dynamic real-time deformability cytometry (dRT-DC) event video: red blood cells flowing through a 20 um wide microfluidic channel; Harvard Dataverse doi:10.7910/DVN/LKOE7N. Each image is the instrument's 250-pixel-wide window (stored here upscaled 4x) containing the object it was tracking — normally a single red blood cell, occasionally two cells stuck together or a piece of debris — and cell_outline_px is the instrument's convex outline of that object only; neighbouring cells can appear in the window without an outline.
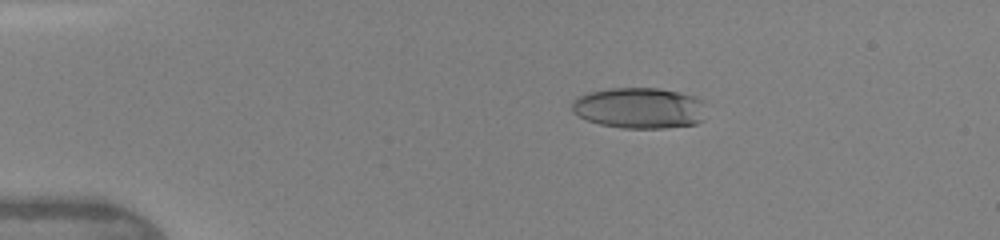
{"species": "human", "species_latin": "Homo sapiens", "temperature_condition": "warm", "stored_images_in_passage": 7, "camera_frame_rate_fps": 3000, "um_per_image_px": 0.085, "donor": {"sex": "female"}, "frame": {"image": 1, "passage_image": 4, "time_ms": 2.667, "image_size_px": [1000, 240], "cell_outline_px": [[704, 120], [696, 124], [664, 128], [620, 128], [600, 124], [588, 120], [572, 112], [572, 104], [580, 96], [588, 92], [612, 88], [660, 88], [680, 92], [704, 100]], "centroid_in_image_um": [54.39, 9.18], "position_along_channel_um": 30.6, "area_um2": 32.08}}